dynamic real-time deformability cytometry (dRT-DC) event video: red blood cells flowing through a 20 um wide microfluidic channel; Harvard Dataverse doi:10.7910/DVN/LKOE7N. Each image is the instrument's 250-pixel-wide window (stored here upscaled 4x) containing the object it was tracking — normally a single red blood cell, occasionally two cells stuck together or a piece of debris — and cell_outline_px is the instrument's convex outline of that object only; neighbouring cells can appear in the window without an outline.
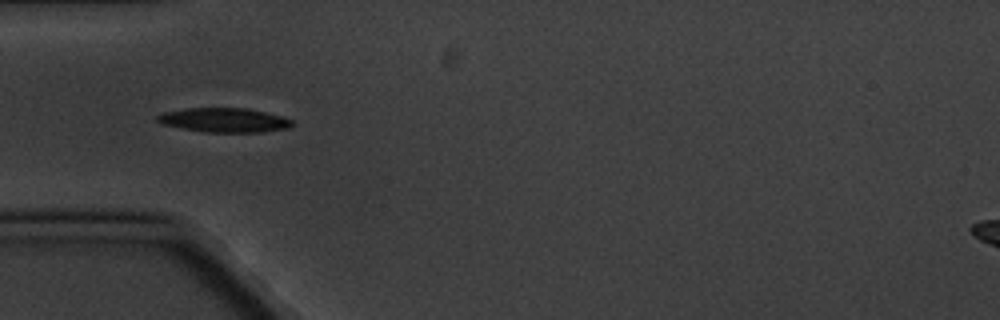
{"species": "common noctule bat (a hibernating species)", "species_latin": "Nyctalus noctula", "temperature_condition": "cold", "stored_images_in_passage": 7, "camera_frame_rate_fps": 3000, "um_per_image_px": 0.085, "animal": {"sex": "male", "body_mass_g": 20.1, "forearm_length_mm": 53.5}, "frame": {"image": 1, "passage_image": 5, "time_ms": 4.667, "image_size_px": [1000, 320], "cell_outline_px": [[292, 124], [288, 128], [260, 132], [208, 132], [184, 128], [164, 124], [156, 120], [156, 116], [164, 112], [188, 108], [248, 108], [284, 116], [292, 120]], "centroid_in_image_um": [19.1, 10.2], "position_along_channel_um": 65.9, "area_um2": 18.9}}